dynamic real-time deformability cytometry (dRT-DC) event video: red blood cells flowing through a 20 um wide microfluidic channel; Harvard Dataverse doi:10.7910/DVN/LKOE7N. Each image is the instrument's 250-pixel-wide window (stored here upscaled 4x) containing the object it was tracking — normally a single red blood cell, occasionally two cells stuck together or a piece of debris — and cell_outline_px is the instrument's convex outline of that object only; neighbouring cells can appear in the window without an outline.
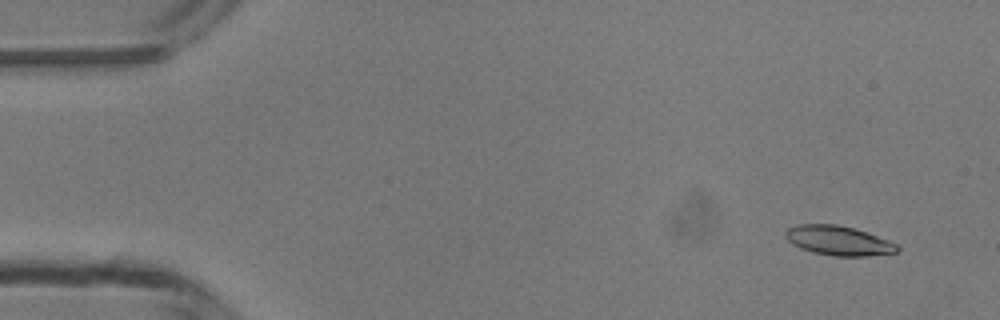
{"species": "common noctule bat (a hibernating species)", "species_latin": "Nyctalus noctula", "temperature_condition": "room temperature", "stored_images_in_passage": 15, "camera_frame_rate_fps": 3000, "um_per_image_px": 0.085, "animal": {"sex": "male", "body_mass_g": 13.3}, "frame": {"image": 1, "passage_image": 4, "time_ms": 1.0, "image_size_px": [1000, 320], "cell_outline_px": [[900, 248], [896, 252], [868, 256], [832, 256], [812, 252], [800, 248], [792, 244], [784, 236], [784, 232], [788, 228], [796, 224], [836, 224], [856, 228], [888, 240], [896, 244]], "centroid_in_image_um": [71.24, 20.44], "position_along_channel_um": 13.8, "area_um2": 19.36}}
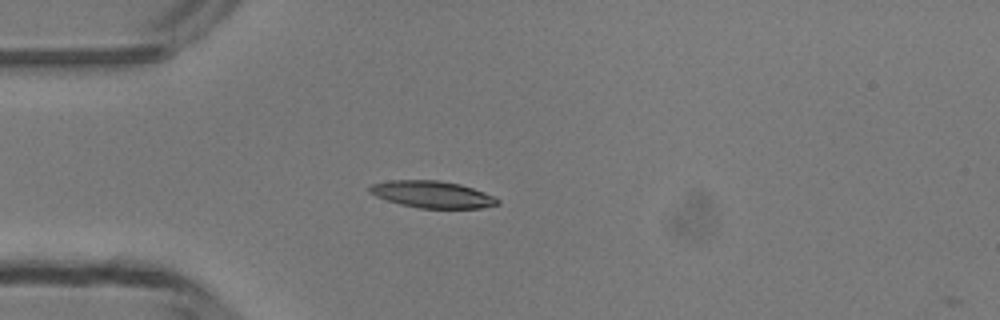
{"frame": {"image": 2, "passage_image": 14, "time_ms": 4.333, "image_size_px": [1000, 320], "cell_outline_px": [[500, 204], [480, 208], [420, 208], [400, 204], [376, 196], [368, 192], [368, 188], [372, 184], [388, 180], [440, 180], [460, 184], [484, 192], [500, 200]], "centroid_in_image_um": [36.73, 16.52], "position_along_channel_um": 48.3, "area_um2": 20.0}}